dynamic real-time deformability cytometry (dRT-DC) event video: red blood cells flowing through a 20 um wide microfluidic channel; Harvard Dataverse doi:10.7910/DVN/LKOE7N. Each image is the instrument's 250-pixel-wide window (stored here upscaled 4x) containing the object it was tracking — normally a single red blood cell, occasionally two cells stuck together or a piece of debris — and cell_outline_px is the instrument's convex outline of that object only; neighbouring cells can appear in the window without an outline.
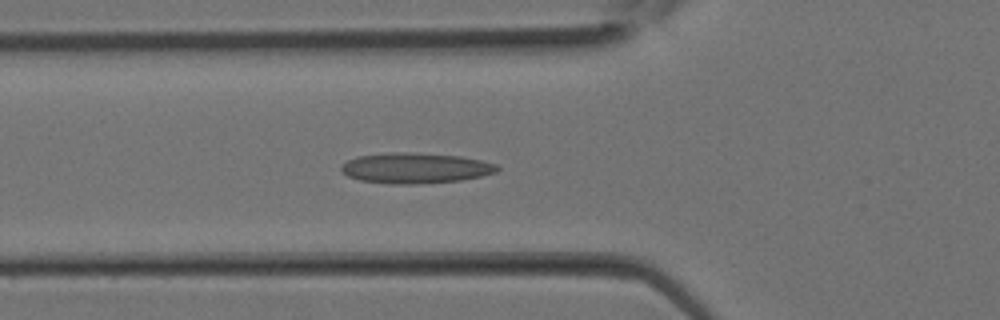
{"species": "Egyptian fruit bat (a non-hibernating species)", "species_latin": "Rousettus aegyptiacus", "temperature_condition": "room temperature", "stored_images_in_passage": 11, "camera_frame_rate_fps": 3000, "um_per_image_px": 0.085, "animal": {"sex": "female"}, "frame": {"image": 1, "passage_image": 5, "time_ms": 1.333, "image_size_px": [1000, 320], "cell_outline_px": [[500, 168], [496, 172], [480, 176], [460, 180], [416, 184], [388, 184], [360, 180], [348, 176], [340, 168], [348, 160], [356, 156], [392, 152], [408, 152], [460, 156], [480, 160], [496, 164]], "centroid_in_image_um": [35.29, 14.28], "position_along_channel_um": 90.5, "area_um2": 27.57}}
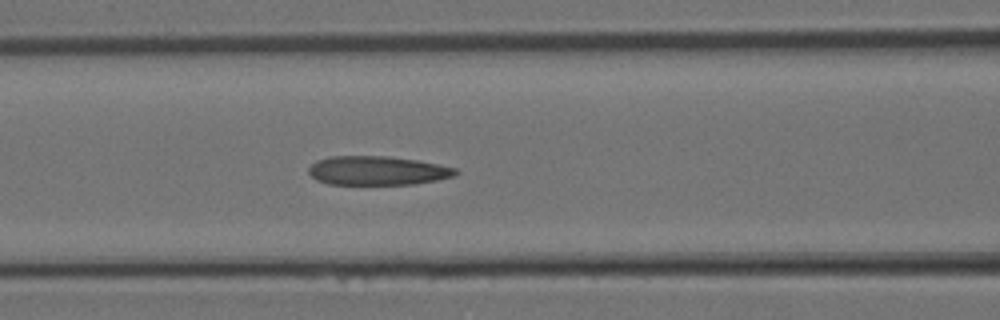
{"frame": {"image": 2, "passage_image": 7, "time_ms": 2.0, "image_size_px": [1000, 320], "cell_outline_px": [[460, 172], [456, 176], [436, 180], [412, 184], [328, 184], [316, 180], [308, 172], [308, 168], [316, 160], [328, 156], [384, 156], [416, 160], [440, 164], [456, 168]], "centroid_in_image_um": [32.08, 14.5], "position_along_channel_um": 134.5, "area_um2": 24.91}}
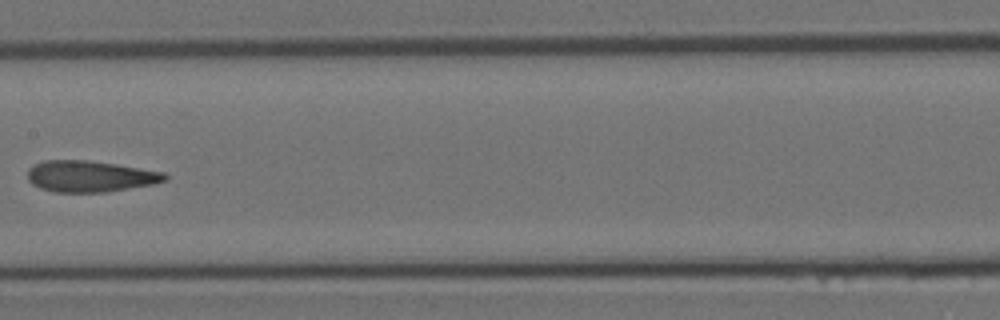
{"frame": {"image": 3, "passage_image": 10, "time_ms": 3.0, "image_size_px": [1000, 320], "cell_outline_px": [[168, 180], [152, 184], [104, 192], [56, 192], [40, 188], [32, 184], [28, 180], [28, 168], [32, 164], [44, 160], [88, 160], [116, 164], [164, 172], [168, 176]], "centroid_in_image_um": [7.63, 14.98], "position_along_channel_um": 199.8, "area_um2": 25.03}}